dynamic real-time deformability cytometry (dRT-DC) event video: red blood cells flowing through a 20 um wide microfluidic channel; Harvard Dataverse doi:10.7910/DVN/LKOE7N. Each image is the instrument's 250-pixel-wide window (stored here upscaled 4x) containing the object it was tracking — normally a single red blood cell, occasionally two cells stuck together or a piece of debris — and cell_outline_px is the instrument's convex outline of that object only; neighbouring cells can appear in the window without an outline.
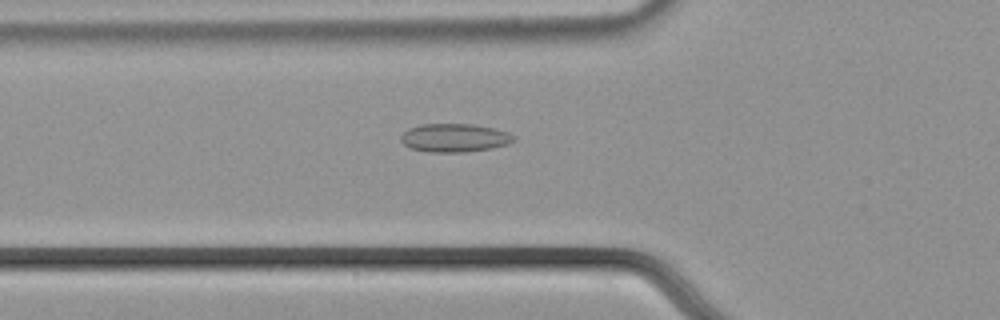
{"species": "common noctule bat (a hibernating species)", "species_latin": "Nyctalus noctula", "temperature_condition": "cold", "stored_images_in_passage": 53, "camera_frame_rate_fps": 3000, "um_per_image_px": 0.085, "animal": {"sex": "male", "body_mass_g": 21.5, "forearm_length_mm": 52.0}, "frame": {"image": 1, "passage_image": 17, "time_ms": 5.333, "image_size_px": [1000, 320], "cell_outline_px": [[516, 136], [508, 144], [492, 148], [464, 152], [428, 152], [412, 148], [404, 144], [400, 140], [400, 136], [408, 128], [420, 124], [472, 124], [496, 128], [508, 132]], "centroid_in_image_um": [38.63, 11.71], "position_along_channel_um": 87.2, "area_um2": 18.73}}
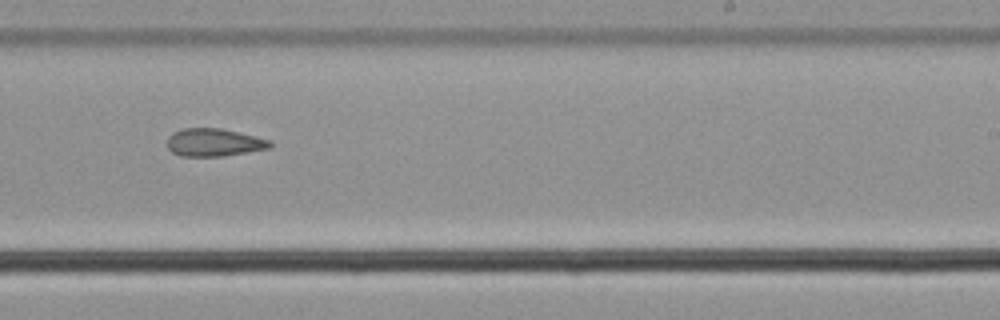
{"frame": {"image": 2, "passage_image": 32, "time_ms": 10.333, "image_size_px": [1000, 320], "cell_outline_px": [[272, 148], [224, 156], [180, 156], [172, 152], [168, 148], [168, 136], [172, 132], [184, 128], [220, 128], [240, 132], [272, 140]], "centroid_in_image_um": [18.22, 12.1], "position_along_channel_um": 270.8, "area_um2": 16.88}}
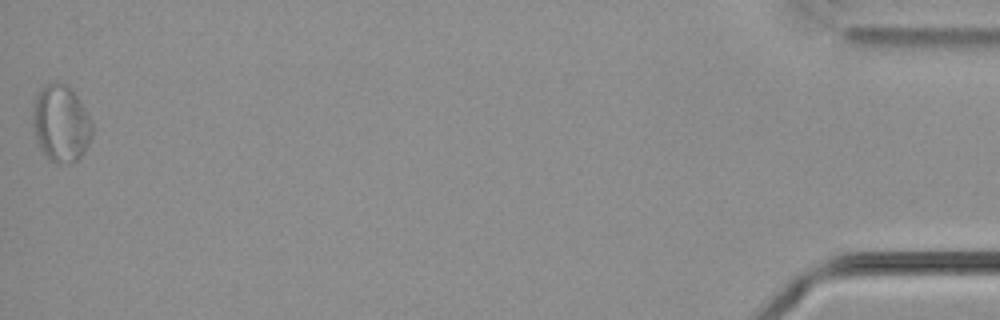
{"frame": {"image": 3, "passage_image": 53, "time_ms": 17.333, "image_size_px": [1000, 320], "cell_outline_px": [[92, 136], [84, 152], [72, 164], [56, 164], [40, 148], [36, 140], [32, 124], [32, 104], [36, 92], [40, 88], [52, 80], [56, 80], [64, 84], [76, 96], [84, 108], [92, 124]], "centroid_in_image_um": [5.13, 10.48], "position_along_channel_um": 430.1, "area_um2": 26.82}, "authors_computed_cell_mechanics": {"area_um2": 19.0162, "velocity_mm_per_s": 3.6659, "shape_relaxation_time_tau1_ms": null, "shape_relaxation_time_tau2_ms": 7.0307, "deformation_change_tau1": null, "deformation_change_tau2": 0.1432}}